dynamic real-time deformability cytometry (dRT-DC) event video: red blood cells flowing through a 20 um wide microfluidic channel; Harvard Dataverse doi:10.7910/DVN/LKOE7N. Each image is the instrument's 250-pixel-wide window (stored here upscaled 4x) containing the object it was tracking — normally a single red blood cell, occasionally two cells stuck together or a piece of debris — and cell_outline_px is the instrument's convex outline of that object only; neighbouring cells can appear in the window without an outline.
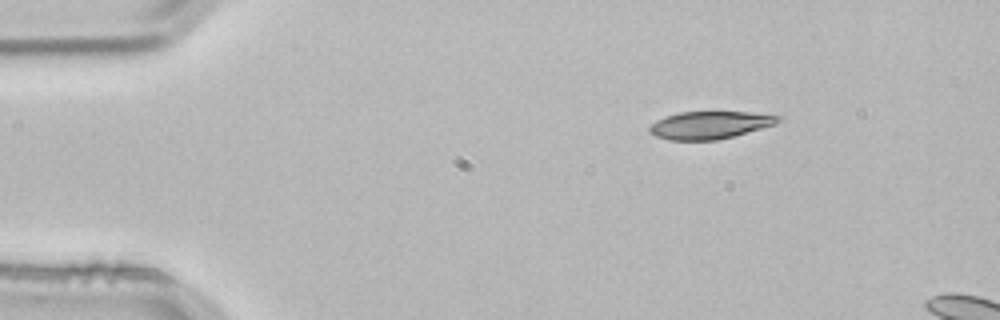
{"species": "common noctule bat (a hibernating species)", "species_latin": "Nyctalus noctula", "temperature_condition": "room temperature", "stored_images_in_passage": 2, "camera_frame_rate_fps": 3000, "um_per_image_px": 0.085, "animal": {"sex": "male", "body_mass_g": 21.5, "forearm_length_mm": 52.0}, "frame": {"image": 1, "passage_image": 1, "time_ms": 0.0, "image_size_px": [1000, 320], "cell_outline_px": [[784, 120], [776, 124], [732, 136], [716, 140], [668, 140], [656, 136], [648, 132], [648, 128], [656, 120], [664, 116], [680, 112], [748, 112], [784, 116]], "centroid_in_image_um": [60.34, 10.62], "position_along_channel_um": 24.7, "area_um2": 20.75}}